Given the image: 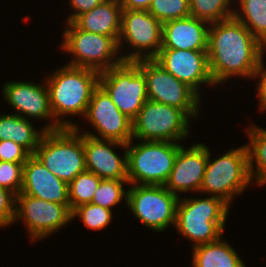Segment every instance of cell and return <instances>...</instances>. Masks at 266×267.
<instances>
[{
  "label": "cell",
  "mask_w": 266,
  "mask_h": 267,
  "mask_svg": "<svg viewBox=\"0 0 266 267\" xmlns=\"http://www.w3.org/2000/svg\"><path fill=\"white\" fill-rule=\"evenodd\" d=\"M190 121L179 108L147 100L132 121L133 140L180 143L189 137Z\"/></svg>",
  "instance_id": "obj_8"
},
{
  "label": "cell",
  "mask_w": 266,
  "mask_h": 267,
  "mask_svg": "<svg viewBox=\"0 0 266 267\" xmlns=\"http://www.w3.org/2000/svg\"><path fill=\"white\" fill-rule=\"evenodd\" d=\"M24 163L0 161V187L18 195L23 182Z\"/></svg>",
  "instance_id": "obj_31"
},
{
  "label": "cell",
  "mask_w": 266,
  "mask_h": 267,
  "mask_svg": "<svg viewBox=\"0 0 266 267\" xmlns=\"http://www.w3.org/2000/svg\"><path fill=\"white\" fill-rule=\"evenodd\" d=\"M93 127V132L82 131L98 139L113 140L128 144L132 139V120L125 116L114 104L108 93L99 85L93 92L85 116Z\"/></svg>",
  "instance_id": "obj_14"
},
{
  "label": "cell",
  "mask_w": 266,
  "mask_h": 267,
  "mask_svg": "<svg viewBox=\"0 0 266 267\" xmlns=\"http://www.w3.org/2000/svg\"><path fill=\"white\" fill-rule=\"evenodd\" d=\"M207 161L208 146L205 144L199 142L188 148L182 146L177 152L165 188L177 196L190 191L199 193Z\"/></svg>",
  "instance_id": "obj_17"
},
{
  "label": "cell",
  "mask_w": 266,
  "mask_h": 267,
  "mask_svg": "<svg viewBox=\"0 0 266 267\" xmlns=\"http://www.w3.org/2000/svg\"><path fill=\"white\" fill-rule=\"evenodd\" d=\"M31 154L12 140H0V161L25 163Z\"/></svg>",
  "instance_id": "obj_33"
},
{
  "label": "cell",
  "mask_w": 266,
  "mask_h": 267,
  "mask_svg": "<svg viewBox=\"0 0 266 267\" xmlns=\"http://www.w3.org/2000/svg\"><path fill=\"white\" fill-rule=\"evenodd\" d=\"M264 60H262L259 65L258 68L256 69V71L253 74L252 79L255 81L256 79L258 80L256 83V93L258 94V102H259V110L260 112H266V67L264 65ZM260 78V80H259Z\"/></svg>",
  "instance_id": "obj_34"
},
{
  "label": "cell",
  "mask_w": 266,
  "mask_h": 267,
  "mask_svg": "<svg viewBox=\"0 0 266 267\" xmlns=\"http://www.w3.org/2000/svg\"><path fill=\"white\" fill-rule=\"evenodd\" d=\"M62 35L60 49L71 55L66 65L102 72L124 62L116 38L78 29L72 22L65 23Z\"/></svg>",
  "instance_id": "obj_7"
},
{
  "label": "cell",
  "mask_w": 266,
  "mask_h": 267,
  "mask_svg": "<svg viewBox=\"0 0 266 267\" xmlns=\"http://www.w3.org/2000/svg\"><path fill=\"white\" fill-rule=\"evenodd\" d=\"M148 11L162 24L191 16L189 0H152Z\"/></svg>",
  "instance_id": "obj_30"
},
{
  "label": "cell",
  "mask_w": 266,
  "mask_h": 267,
  "mask_svg": "<svg viewBox=\"0 0 266 267\" xmlns=\"http://www.w3.org/2000/svg\"><path fill=\"white\" fill-rule=\"evenodd\" d=\"M122 10H147L152 0H119Z\"/></svg>",
  "instance_id": "obj_36"
},
{
  "label": "cell",
  "mask_w": 266,
  "mask_h": 267,
  "mask_svg": "<svg viewBox=\"0 0 266 267\" xmlns=\"http://www.w3.org/2000/svg\"><path fill=\"white\" fill-rule=\"evenodd\" d=\"M70 205L55 202L19 193L16 196V215L14 223L23 222L31 242L46 239L54 232L57 233L63 226L72 222ZM17 220V221H16Z\"/></svg>",
  "instance_id": "obj_13"
},
{
  "label": "cell",
  "mask_w": 266,
  "mask_h": 267,
  "mask_svg": "<svg viewBox=\"0 0 266 267\" xmlns=\"http://www.w3.org/2000/svg\"><path fill=\"white\" fill-rule=\"evenodd\" d=\"M116 147L123 148V156L114 151ZM84 153L87 171L101 179L128 180L127 144L84 134Z\"/></svg>",
  "instance_id": "obj_18"
},
{
  "label": "cell",
  "mask_w": 266,
  "mask_h": 267,
  "mask_svg": "<svg viewBox=\"0 0 266 267\" xmlns=\"http://www.w3.org/2000/svg\"><path fill=\"white\" fill-rule=\"evenodd\" d=\"M99 85L117 108L132 121L149 100L145 76L134 62H123L100 72Z\"/></svg>",
  "instance_id": "obj_12"
},
{
  "label": "cell",
  "mask_w": 266,
  "mask_h": 267,
  "mask_svg": "<svg viewBox=\"0 0 266 267\" xmlns=\"http://www.w3.org/2000/svg\"><path fill=\"white\" fill-rule=\"evenodd\" d=\"M121 15L119 0H104L90 11L77 16L72 23L78 29L119 40Z\"/></svg>",
  "instance_id": "obj_21"
},
{
  "label": "cell",
  "mask_w": 266,
  "mask_h": 267,
  "mask_svg": "<svg viewBox=\"0 0 266 267\" xmlns=\"http://www.w3.org/2000/svg\"><path fill=\"white\" fill-rule=\"evenodd\" d=\"M16 194L0 187V228L14 223L16 215Z\"/></svg>",
  "instance_id": "obj_32"
},
{
  "label": "cell",
  "mask_w": 266,
  "mask_h": 267,
  "mask_svg": "<svg viewBox=\"0 0 266 267\" xmlns=\"http://www.w3.org/2000/svg\"><path fill=\"white\" fill-rule=\"evenodd\" d=\"M230 206L214 196L179 198L176 231L192 242V248L217 241L223 236Z\"/></svg>",
  "instance_id": "obj_3"
},
{
  "label": "cell",
  "mask_w": 266,
  "mask_h": 267,
  "mask_svg": "<svg viewBox=\"0 0 266 267\" xmlns=\"http://www.w3.org/2000/svg\"><path fill=\"white\" fill-rule=\"evenodd\" d=\"M266 48L234 17L210 24L208 64L215 86L231 77H253Z\"/></svg>",
  "instance_id": "obj_1"
},
{
  "label": "cell",
  "mask_w": 266,
  "mask_h": 267,
  "mask_svg": "<svg viewBox=\"0 0 266 267\" xmlns=\"http://www.w3.org/2000/svg\"><path fill=\"white\" fill-rule=\"evenodd\" d=\"M162 25L147 10H122L119 50L123 51L122 46L126 45L134 50L121 52L124 62L154 59L161 49Z\"/></svg>",
  "instance_id": "obj_10"
},
{
  "label": "cell",
  "mask_w": 266,
  "mask_h": 267,
  "mask_svg": "<svg viewBox=\"0 0 266 267\" xmlns=\"http://www.w3.org/2000/svg\"><path fill=\"white\" fill-rule=\"evenodd\" d=\"M189 2L190 15L209 24L227 20L234 14L235 8H231L234 7V0H189Z\"/></svg>",
  "instance_id": "obj_26"
},
{
  "label": "cell",
  "mask_w": 266,
  "mask_h": 267,
  "mask_svg": "<svg viewBox=\"0 0 266 267\" xmlns=\"http://www.w3.org/2000/svg\"><path fill=\"white\" fill-rule=\"evenodd\" d=\"M99 76L100 72L93 69L63 65L45 78L50 108L61 128L78 125L70 119L64 120L66 116H85L92 94L99 86Z\"/></svg>",
  "instance_id": "obj_2"
},
{
  "label": "cell",
  "mask_w": 266,
  "mask_h": 267,
  "mask_svg": "<svg viewBox=\"0 0 266 267\" xmlns=\"http://www.w3.org/2000/svg\"><path fill=\"white\" fill-rule=\"evenodd\" d=\"M136 141L137 143H134L132 139L127 144L129 185L164 186L182 145L177 142Z\"/></svg>",
  "instance_id": "obj_6"
},
{
  "label": "cell",
  "mask_w": 266,
  "mask_h": 267,
  "mask_svg": "<svg viewBox=\"0 0 266 267\" xmlns=\"http://www.w3.org/2000/svg\"><path fill=\"white\" fill-rule=\"evenodd\" d=\"M146 79L148 99L183 110L192 121L200 117L201 99L190 87L167 72L154 59L134 62ZM194 118V119H193Z\"/></svg>",
  "instance_id": "obj_11"
},
{
  "label": "cell",
  "mask_w": 266,
  "mask_h": 267,
  "mask_svg": "<svg viewBox=\"0 0 266 267\" xmlns=\"http://www.w3.org/2000/svg\"><path fill=\"white\" fill-rule=\"evenodd\" d=\"M208 147V161L199 194L218 197L232 205L234 198L245 192L252 181L249 171L247 146L226 150L217 159H211ZM235 196V197H234Z\"/></svg>",
  "instance_id": "obj_4"
},
{
  "label": "cell",
  "mask_w": 266,
  "mask_h": 267,
  "mask_svg": "<svg viewBox=\"0 0 266 267\" xmlns=\"http://www.w3.org/2000/svg\"><path fill=\"white\" fill-rule=\"evenodd\" d=\"M20 193L70 205L68 184L51 173L34 154H31L24 163Z\"/></svg>",
  "instance_id": "obj_19"
},
{
  "label": "cell",
  "mask_w": 266,
  "mask_h": 267,
  "mask_svg": "<svg viewBox=\"0 0 266 267\" xmlns=\"http://www.w3.org/2000/svg\"><path fill=\"white\" fill-rule=\"evenodd\" d=\"M127 206L133 216L148 229L164 232L175 225L180 196L162 185H130Z\"/></svg>",
  "instance_id": "obj_9"
},
{
  "label": "cell",
  "mask_w": 266,
  "mask_h": 267,
  "mask_svg": "<svg viewBox=\"0 0 266 267\" xmlns=\"http://www.w3.org/2000/svg\"><path fill=\"white\" fill-rule=\"evenodd\" d=\"M78 126L46 131L34 153L51 173L68 185L86 171L84 134Z\"/></svg>",
  "instance_id": "obj_5"
},
{
  "label": "cell",
  "mask_w": 266,
  "mask_h": 267,
  "mask_svg": "<svg viewBox=\"0 0 266 267\" xmlns=\"http://www.w3.org/2000/svg\"><path fill=\"white\" fill-rule=\"evenodd\" d=\"M125 184L127 185L124 186ZM128 185V180L102 179L94 192L91 203L110 210H113L114 206L116 207V205L120 204L122 199L127 205L128 189L125 190L123 187Z\"/></svg>",
  "instance_id": "obj_28"
},
{
  "label": "cell",
  "mask_w": 266,
  "mask_h": 267,
  "mask_svg": "<svg viewBox=\"0 0 266 267\" xmlns=\"http://www.w3.org/2000/svg\"><path fill=\"white\" fill-rule=\"evenodd\" d=\"M33 126L31 120L18 114H0V140H12L34 154L47 130Z\"/></svg>",
  "instance_id": "obj_22"
},
{
  "label": "cell",
  "mask_w": 266,
  "mask_h": 267,
  "mask_svg": "<svg viewBox=\"0 0 266 267\" xmlns=\"http://www.w3.org/2000/svg\"><path fill=\"white\" fill-rule=\"evenodd\" d=\"M113 211L93 203L82 204L72 210V220L78 217L89 230H102L112 222Z\"/></svg>",
  "instance_id": "obj_29"
},
{
  "label": "cell",
  "mask_w": 266,
  "mask_h": 267,
  "mask_svg": "<svg viewBox=\"0 0 266 267\" xmlns=\"http://www.w3.org/2000/svg\"><path fill=\"white\" fill-rule=\"evenodd\" d=\"M210 24L189 16L162 25L161 49L207 51Z\"/></svg>",
  "instance_id": "obj_20"
},
{
  "label": "cell",
  "mask_w": 266,
  "mask_h": 267,
  "mask_svg": "<svg viewBox=\"0 0 266 267\" xmlns=\"http://www.w3.org/2000/svg\"><path fill=\"white\" fill-rule=\"evenodd\" d=\"M222 237L192 248V267H246L238 252Z\"/></svg>",
  "instance_id": "obj_23"
},
{
  "label": "cell",
  "mask_w": 266,
  "mask_h": 267,
  "mask_svg": "<svg viewBox=\"0 0 266 267\" xmlns=\"http://www.w3.org/2000/svg\"><path fill=\"white\" fill-rule=\"evenodd\" d=\"M103 1L104 0H69V7H71V11L73 10L74 12L69 13V17L65 20V23L72 22L77 16L90 11Z\"/></svg>",
  "instance_id": "obj_35"
},
{
  "label": "cell",
  "mask_w": 266,
  "mask_h": 267,
  "mask_svg": "<svg viewBox=\"0 0 266 267\" xmlns=\"http://www.w3.org/2000/svg\"><path fill=\"white\" fill-rule=\"evenodd\" d=\"M154 60L200 98L202 85L215 86L209 71L207 51L160 49Z\"/></svg>",
  "instance_id": "obj_16"
},
{
  "label": "cell",
  "mask_w": 266,
  "mask_h": 267,
  "mask_svg": "<svg viewBox=\"0 0 266 267\" xmlns=\"http://www.w3.org/2000/svg\"><path fill=\"white\" fill-rule=\"evenodd\" d=\"M2 95L12 110L14 108L15 114L30 120H47V124L43 125L47 131L61 129L52 114L49 90L45 81L42 84L31 81H8L3 85Z\"/></svg>",
  "instance_id": "obj_15"
},
{
  "label": "cell",
  "mask_w": 266,
  "mask_h": 267,
  "mask_svg": "<svg viewBox=\"0 0 266 267\" xmlns=\"http://www.w3.org/2000/svg\"><path fill=\"white\" fill-rule=\"evenodd\" d=\"M102 179L96 174L85 171L77 175L68 185L69 202L71 211L86 203H91L94 192Z\"/></svg>",
  "instance_id": "obj_27"
},
{
  "label": "cell",
  "mask_w": 266,
  "mask_h": 267,
  "mask_svg": "<svg viewBox=\"0 0 266 267\" xmlns=\"http://www.w3.org/2000/svg\"><path fill=\"white\" fill-rule=\"evenodd\" d=\"M248 136L246 144L249 155V171L252 181L258 187L266 185V129L258 125L247 127L245 130ZM256 166V167H255Z\"/></svg>",
  "instance_id": "obj_24"
},
{
  "label": "cell",
  "mask_w": 266,
  "mask_h": 267,
  "mask_svg": "<svg viewBox=\"0 0 266 267\" xmlns=\"http://www.w3.org/2000/svg\"><path fill=\"white\" fill-rule=\"evenodd\" d=\"M233 17L266 48V0H238ZM237 3V0L235 4Z\"/></svg>",
  "instance_id": "obj_25"
}]
</instances>
